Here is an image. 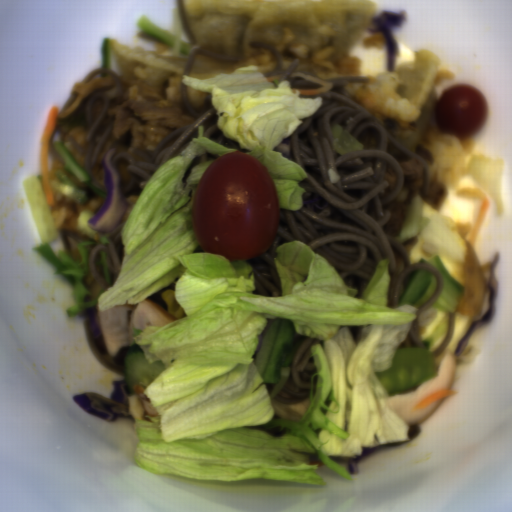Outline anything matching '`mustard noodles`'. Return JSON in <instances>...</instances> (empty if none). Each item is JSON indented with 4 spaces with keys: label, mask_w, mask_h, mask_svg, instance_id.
Masks as SVG:
<instances>
[{
    "label": "mustard noodles",
    "mask_w": 512,
    "mask_h": 512,
    "mask_svg": "<svg viewBox=\"0 0 512 512\" xmlns=\"http://www.w3.org/2000/svg\"><path fill=\"white\" fill-rule=\"evenodd\" d=\"M332 88L322 94H300V98L322 97L317 112L302 118L292 136L272 150L303 167L299 186L305 190L300 210L279 207V220L271 245L263 252L244 258L255 272L252 294L282 297L274 257L279 244L302 241L326 258L348 285L361 297L383 259H389L391 283L387 307L399 306L414 271H428L436 279L429 300L416 311L412 328L398 349L423 348L419 320L440 298L444 280L428 262L411 264L402 243L384 233L390 218L386 206L400 195L405 175L388 153L389 141L422 165V190L429 191L427 163L405 149L387 125L354 101L345 90L351 83L368 82L366 75L322 79ZM363 143V150L339 154L333 148L331 128L335 124Z\"/></svg>",
    "instance_id": "0af2e427"
},
{
    "label": "mustard noodles",
    "mask_w": 512,
    "mask_h": 512,
    "mask_svg": "<svg viewBox=\"0 0 512 512\" xmlns=\"http://www.w3.org/2000/svg\"><path fill=\"white\" fill-rule=\"evenodd\" d=\"M187 85L182 83L181 98L185 110L195 118L189 125L179 127L169 132L156 146L155 150L134 148L135 160L129 152H118L112 158V165L118 170L120 164L126 166V172L131 174L130 180L124 187V195H128L133 188L143 189L154 171L168 159L183 152L193 138H198L199 125L203 126V137L226 147L237 148L238 152L251 151L241 146L240 142L226 139L222 130L217 127V109L211 100V92H207L204 105L193 108L189 104Z\"/></svg>",
    "instance_id": "7f7daa86"
},
{
    "label": "mustard noodles",
    "mask_w": 512,
    "mask_h": 512,
    "mask_svg": "<svg viewBox=\"0 0 512 512\" xmlns=\"http://www.w3.org/2000/svg\"><path fill=\"white\" fill-rule=\"evenodd\" d=\"M321 342L320 339H313L295 331V348L289 366V374L282 391L274 397L271 396L277 403L294 406L309 397L313 387L314 374L317 372L312 350L315 344Z\"/></svg>",
    "instance_id": "964a15a8"
},
{
    "label": "mustard noodles",
    "mask_w": 512,
    "mask_h": 512,
    "mask_svg": "<svg viewBox=\"0 0 512 512\" xmlns=\"http://www.w3.org/2000/svg\"><path fill=\"white\" fill-rule=\"evenodd\" d=\"M109 106L110 100L107 93L97 90L90 94L84 113L86 130L85 149L71 136H68L67 138L69 142L74 146V148L79 152V154L83 157L82 168H84V170L87 172L92 182L101 188L105 193L106 187L95 179L92 173V165L113 132V120L111 119L107 123L101 137L95 146L97 130L104 117L106 116L109 110Z\"/></svg>",
    "instance_id": "66139170"
},
{
    "label": "mustard noodles",
    "mask_w": 512,
    "mask_h": 512,
    "mask_svg": "<svg viewBox=\"0 0 512 512\" xmlns=\"http://www.w3.org/2000/svg\"><path fill=\"white\" fill-rule=\"evenodd\" d=\"M127 219L121 220L114 229L107 232L104 237L109 243L101 241L87 253L88 269L91 276L96 286L105 291L114 284L123 266L124 248L121 231ZM102 250H106V259L112 276L111 284L106 283L101 264L96 265V261L100 260L99 251Z\"/></svg>",
    "instance_id": "33f82286"
},
{
    "label": "mustard noodles",
    "mask_w": 512,
    "mask_h": 512,
    "mask_svg": "<svg viewBox=\"0 0 512 512\" xmlns=\"http://www.w3.org/2000/svg\"><path fill=\"white\" fill-rule=\"evenodd\" d=\"M98 73H105L107 75H109L111 77V79L114 81V83L116 84V97H118L119 99L122 98V95H123V91H124V85H123V79L121 76H119L115 70H113L112 68H101V65L98 66L97 68L93 69L92 71H90L87 76L81 80L79 83H77L75 85V87L73 88L67 102L60 108L58 109V115L60 113H62L63 111H65L66 109H68L72 104L73 102L75 101L76 99V96H77V92L80 88V86L84 83H88L91 78L93 76H95L96 74Z\"/></svg>",
    "instance_id": "ebdcc1c6"
},
{
    "label": "mustard noodles",
    "mask_w": 512,
    "mask_h": 512,
    "mask_svg": "<svg viewBox=\"0 0 512 512\" xmlns=\"http://www.w3.org/2000/svg\"><path fill=\"white\" fill-rule=\"evenodd\" d=\"M196 58L208 59V60H212V61H216V62H220V63H230L231 65L234 63H238V61H239L238 57H233V56H229V55H225V54H221V53H217V52H213V51H209V50H205V49H198V50L192 52L187 57L184 72H183L184 76H189L192 64L196 60Z\"/></svg>",
    "instance_id": "2d61e72b"
},
{
    "label": "mustard noodles",
    "mask_w": 512,
    "mask_h": 512,
    "mask_svg": "<svg viewBox=\"0 0 512 512\" xmlns=\"http://www.w3.org/2000/svg\"><path fill=\"white\" fill-rule=\"evenodd\" d=\"M299 63V59L298 57L295 58L293 60V62L289 65V67L285 70V72L283 73L284 76L282 78H280L279 80H277L279 83L282 81V80H288L290 81V84H291V89L292 88H300V89H318L320 86L317 85V84H314L312 82H309L307 80H304L302 78H299V77H289V75L291 73H295V69L297 67Z\"/></svg>",
    "instance_id": "c05dae82"
},
{
    "label": "mustard noodles",
    "mask_w": 512,
    "mask_h": 512,
    "mask_svg": "<svg viewBox=\"0 0 512 512\" xmlns=\"http://www.w3.org/2000/svg\"><path fill=\"white\" fill-rule=\"evenodd\" d=\"M249 45H250V48L266 49L275 58L276 66H275L274 70H272L266 74H263L265 78L274 76V75H278V74H282L283 62H282L280 51L275 46L272 47L267 43H263V42L255 41V40L252 42H249Z\"/></svg>",
    "instance_id": "aaeaf5db"
},
{
    "label": "mustard noodles",
    "mask_w": 512,
    "mask_h": 512,
    "mask_svg": "<svg viewBox=\"0 0 512 512\" xmlns=\"http://www.w3.org/2000/svg\"><path fill=\"white\" fill-rule=\"evenodd\" d=\"M447 334L445 340L433 351L434 356H440L444 349H446L454 331H455V324H456V316L454 313H448L447 317Z\"/></svg>",
    "instance_id": "c0e4c3c5"
}]
</instances>
